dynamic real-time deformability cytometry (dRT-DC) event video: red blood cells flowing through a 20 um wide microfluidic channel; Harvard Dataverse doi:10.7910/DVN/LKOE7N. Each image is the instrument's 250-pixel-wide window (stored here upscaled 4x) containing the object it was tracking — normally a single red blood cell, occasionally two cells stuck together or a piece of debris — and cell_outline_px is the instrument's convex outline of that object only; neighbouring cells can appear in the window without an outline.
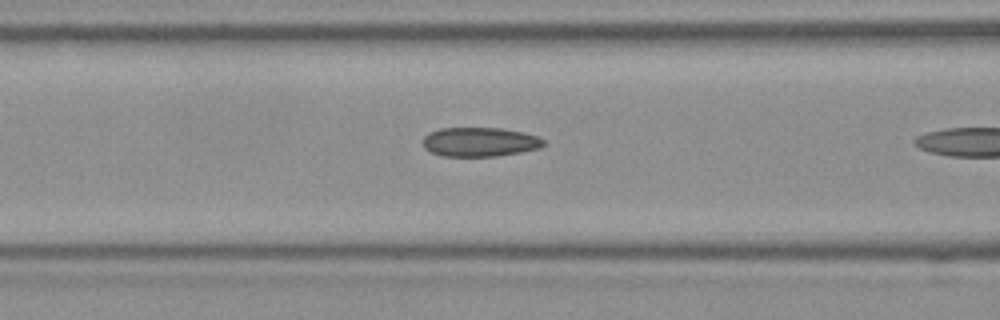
{"species": "Egyptian fruit bat (a non-hibernating species)", "species_latin": "Rousettus aegyptiacus", "temperature_condition": "room temperature", "stored_images_in_passage": 8, "camera_frame_rate_fps": 3000, "um_per_image_px": 0.085, "frame": {"image": 1, "passage_image": 7, "time_ms": 2.0, "image_size_px": [1000, 320], "cell_outline_px": [[544, 144], [540, 148], [520, 152], [496, 156], [440, 156], [424, 148], [420, 140], [428, 132], [440, 128], [504, 128], [524, 132], [536, 136], [544, 140]], "centroid_in_image_um": [40.73, 12.06], "position_along_channel_um": 125.9, "area_um2": 20.75}}